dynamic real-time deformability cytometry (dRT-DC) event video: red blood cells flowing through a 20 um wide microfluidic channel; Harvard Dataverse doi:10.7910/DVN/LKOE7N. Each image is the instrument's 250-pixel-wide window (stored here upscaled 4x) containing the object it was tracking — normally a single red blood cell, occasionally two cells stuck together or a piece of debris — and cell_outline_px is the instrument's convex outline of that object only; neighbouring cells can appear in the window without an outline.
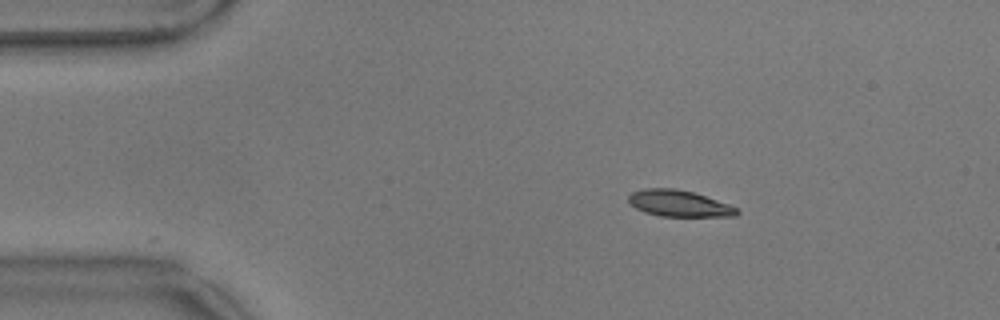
{"species": "common noctule bat (a hibernating species)", "species_latin": "Nyctalus noctula", "temperature_condition": "warm", "stored_images_in_passage": 48, "camera_frame_rate_fps": 3000, "um_per_image_px": 0.085, "animal": {"sex": "male", "body_mass_g": 17.9}, "frame": {"image": 1, "passage_image": 1, "time_ms": 0.0, "image_size_px": [1000, 320], "cell_outline_px": [[740, 212], [736, 216], [660, 216], [644, 212], [636, 208], [628, 200], [628, 196], [632, 192], [644, 188], [676, 188], [692, 192], [728, 204], [736, 208]], "centroid_in_image_um": [57.69, 17.29], "position_along_channel_um": 27.3, "area_um2": 16.47}}
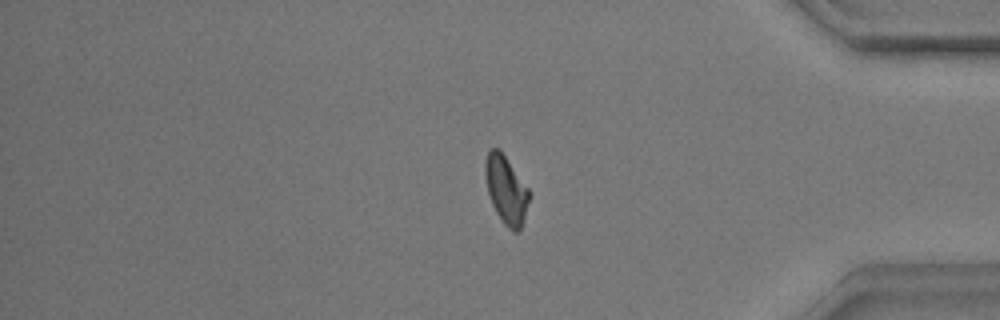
{"frame": {"image": 2, "passage_image": 39, "time_ms": 12.667, "image_size_px": [1000, 320], "cell_outline_px": [[528, 200], [524, 216], [520, 228], [516, 232], [512, 232], [504, 224], [496, 212], [492, 204], [488, 192], [484, 172], [484, 164], [488, 152], [492, 148], [500, 148], [528, 188]], "centroid_in_image_um": [42.98, 16.1], "position_along_channel_um": 392.2, "area_um2": 17.11}}
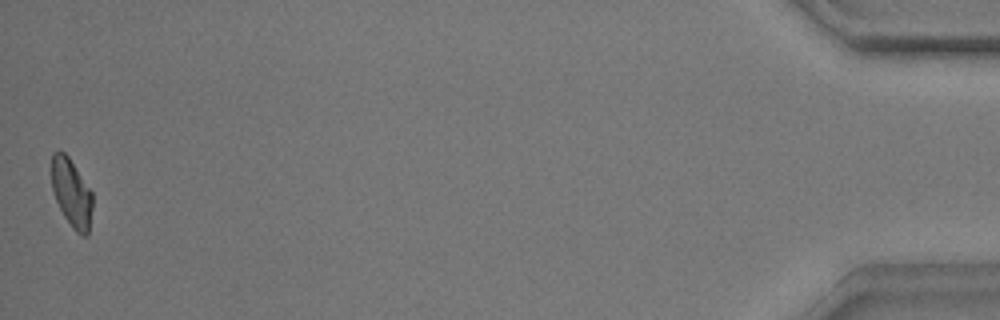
{"frame": {"image": 3, "passage_image": 48, "time_ms": 15.667, "image_size_px": [1000, 320], "cell_outline_px": [[92, 208], [88, 236], [80, 236], [72, 228], [64, 216], [56, 200], [52, 188], [52, 152], [64, 152], [68, 156], [92, 192]], "centroid_in_image_um": [6.09, 16.44], "position_along_channel_um": 429.1, "area_um2": 16.13}, "authors_computed_cell_mechanics": {"area_um2": 17.2533, "velocity_mm_per_s": 3.5413, "shape_relaxation_time_tau1_ms": 7.9367, "shape_relaxation_time_tau2_ms": 2.4224, "deformation_change_tau1": 0.2063, "deformation_change_tau2": 0.077}}